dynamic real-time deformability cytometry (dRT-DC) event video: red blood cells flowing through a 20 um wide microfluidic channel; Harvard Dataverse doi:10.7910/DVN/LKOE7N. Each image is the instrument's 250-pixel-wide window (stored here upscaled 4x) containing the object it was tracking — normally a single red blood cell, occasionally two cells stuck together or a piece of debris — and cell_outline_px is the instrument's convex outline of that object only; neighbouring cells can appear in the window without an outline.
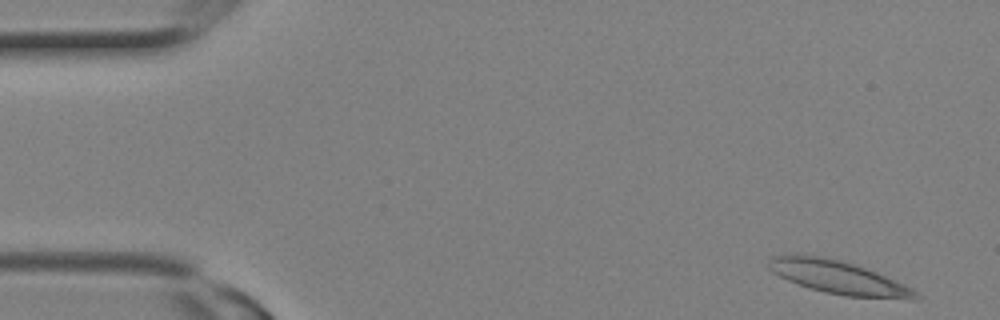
{"species": "Egyptian fruit bat (a non-hibernating species)", "species_latin": "Rousettus aegyptiacus", "temperature_condition": "room temperature", "stored_images_in_passage": 10, "camera_frame_rate_fps": 3000, "um_per_image_px": 0.085, "animal": {"sex": "female"}, "frame": {"image": 1, "passage_image": 1, "time_ms": 0.0, "image_size_px": [1000, 320], "cell_outline_px": [[920, 296], [916, 300], [912, 300], [844, 296], [824, 292], [808, 288], [796, 284], [772, 272], [768, 268], [768, 256], [820, 256], [840, 260], [856, 264], [876, 272], [904, 284], [920, 292]], "centroid_in_image_um": [71.33, 23.61], "position_along_channel_um": 13.7, "area_um2": 28.5}}
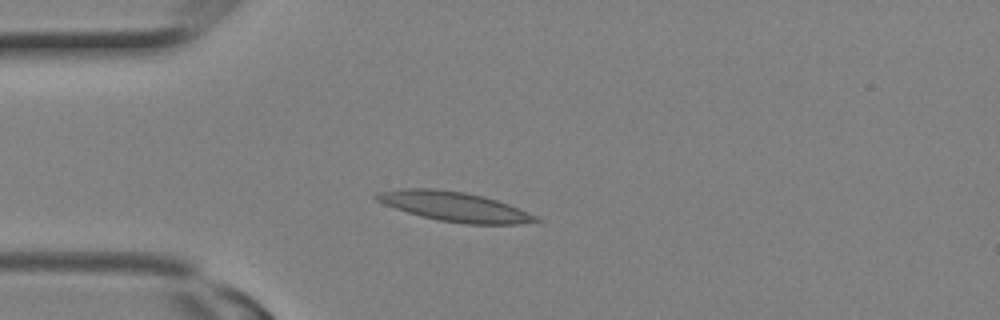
{"frame": {"image": 2, "passage_image": 6, "time_ms": 1.667, "image_size_px": [1000, 320], "cell_outline_px": [[544, 220], [520, 224], [468, 224], [440, 220], [420, 216], [384, 204], [376, 200], [372, 196], [376, 192], [400, 188], [432, 188], [464, 192], [484, 196], [508, 204], [536, 216]], "centroid_in_image_um": [38.59, 17.55], "position_along_channel_um": 46.4, "area_um2": 27.34}}
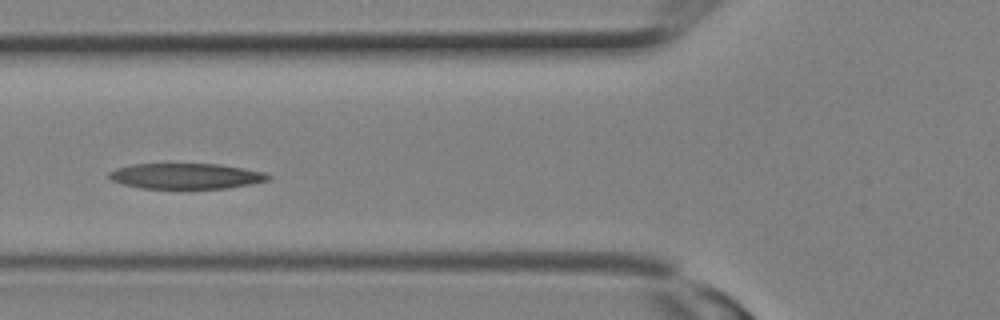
{"frame": {"image": 3, "passage_image": 9, "time_ms": 2.667, "image_size_px": [1000, 320], "cell_outline_px": [[272, 176], [268, 180], [228, 188], [144, 188], [124, 184], [112, 180], [108, 176], [108, 172], [116, 168], [132, 164], [220, 164], [244, 168], [264, 172]], "centroid_in_image_um": [15.81, 14.95], "position_along_channel_um": 110.0, "area_um2": 23.52}}